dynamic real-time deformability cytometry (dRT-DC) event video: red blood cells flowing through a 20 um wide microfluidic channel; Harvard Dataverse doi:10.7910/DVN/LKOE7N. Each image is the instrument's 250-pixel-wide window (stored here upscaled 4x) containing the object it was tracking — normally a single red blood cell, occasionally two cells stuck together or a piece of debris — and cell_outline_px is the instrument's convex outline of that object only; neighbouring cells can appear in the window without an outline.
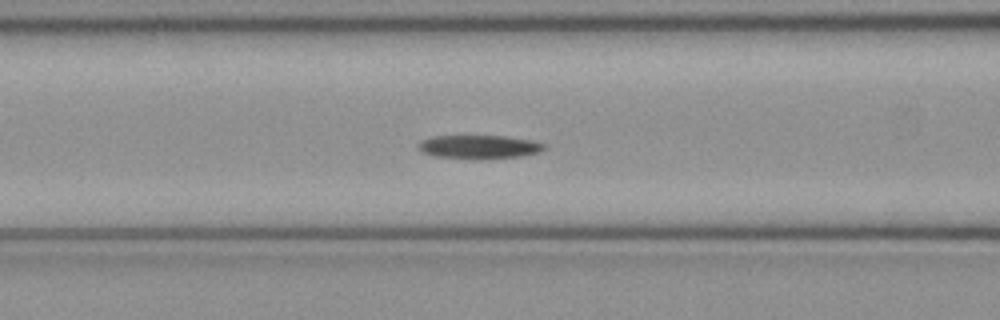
{"species": "common noctule bat (a hibernating species)", "species_latin": "Nyctalus noctula", "temperature_condition": "cold", "stored_images_in_passage": 52, "camera_frame_rate_fps": 3000, "um_per_image_px": 0.085, "animal": {"sex": "female", "body_mass_g": 21.9}, "frame": {"image": 1, "passage_image": 21, "time_ms": 6.667, "image_size_px": [1000, 320], "cell_outline_px": [[544, 148], [540, 152], [520, 156], [480, 160], [476, 160], [436, 156], [424, 152], [416, 144], [420, 140], [432, 136], [504, 136], [532, 140], [544, 144]], "centroid_in_image_um": [40.71, 12.49], "position_along_channel_um": 125.9, "area_um2": 17.4}}
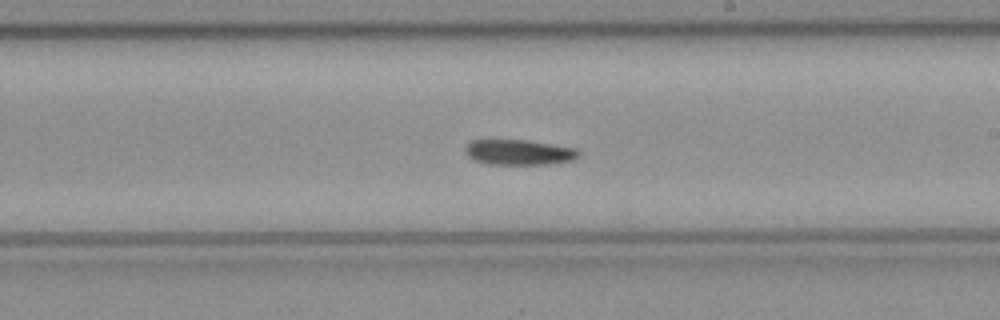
{"frame": {"image": 2, "passage_image": 30, "time_ms": 9.667, "image_size_px": [1000, 320], "cell_outline_px": [[580, 156], [572, 160], [548, 164], [488, 164], [476, 160], [468, 156], [464, 152], [464, 148], [472, 140], [528, 140], [576, 148], [580, 152]], "centroid_in_image_um": [44.12, 12.94], "position_along_channel_um": 244.9, "area_um2": 16.7}}
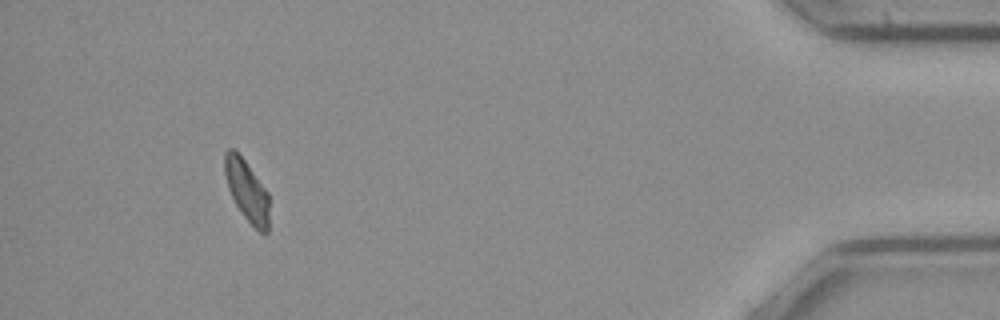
{"frame": {"image": 3, "passage_image": 48, "time_ms": 15.667, "image_size_px": [1000, 320], "cell_outline_px": [[268, 232], [260, 232], [244, 216], [236, 204], [228, 188], [224, 172], [224, 152], [228, 148], [232, 148], [244, 160], [268, 192]], "centroid_in_image_um": [20.96, 16.18], "position_along_channel_um": 414.2, "area_um2": 15.49}}